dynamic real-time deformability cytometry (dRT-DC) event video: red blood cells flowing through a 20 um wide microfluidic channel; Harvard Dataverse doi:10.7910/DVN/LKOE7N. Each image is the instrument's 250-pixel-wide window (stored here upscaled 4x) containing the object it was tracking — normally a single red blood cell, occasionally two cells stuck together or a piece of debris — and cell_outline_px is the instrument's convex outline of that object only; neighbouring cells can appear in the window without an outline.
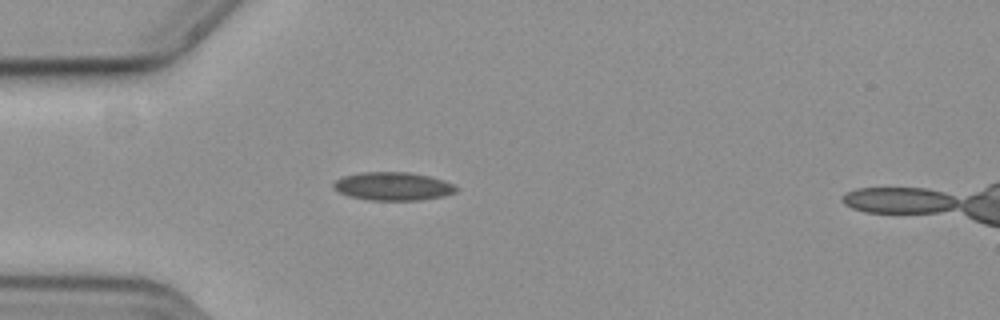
{"species": "common noctule bat (a hibernating species)", "species_latin": "Nyctalus noctula", "temperature_condition": "cold", "stored_images_in_passage": 29, "camera_frame_rate_fps": 3000, "um_per_image_px": 0.085, "animal": {"sex": "female", "body_mass_g": 19.3, "forearm_length_mm": 54.1}, "frame": {"image": 1, "passage_image": 1, "time_ms": 0.0, "image_size_px": [1000, 320], "cell_outline_px": [[460, 188], [456, 192], [444, 196], [420, 200], [368, 200], [348, 196], [332, 188], [332, 184], [336, 180], [344, 176], [360, 172], [408, 172], [428, 176], [444, 180]], "centroid_in_image_um": [33.4, 15.84], "position_along_channel_um": 51.6, "area_um2": 20.29}}
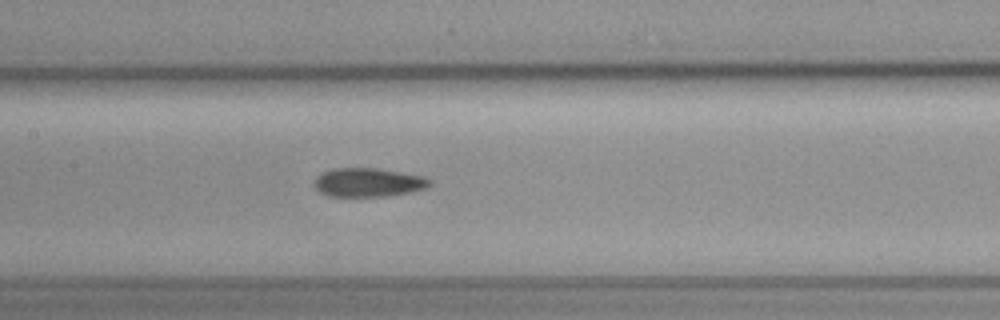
{"frame": {"image": 2, "passage_image": 12, "time_ms": 3.667, "image_size_px": [1000, 320], "cell_outline_px": [[432, 184], [424, 188], [408, 192], [388, 196], [328, 196], [320, 192], [316, 188], [316, 176], [332, 168], [376, 168], [424, 176], [432, 180]], "centroid_in_image_um": [31.31, 15.5], "position_along_channel_um": 176.1, "area_um2": 19.19}}
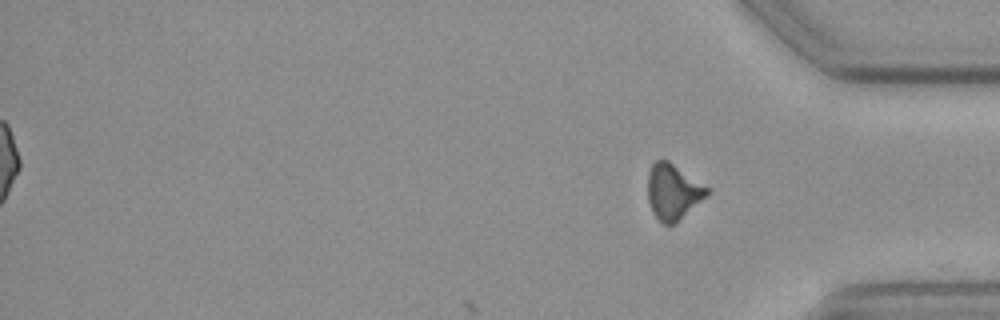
{"frame": {"image": 3, "passage_image": 29, "time_ms": 9.333, "image_size_px": [1000, 320], "cell_outline_px": [[712, 192], [672, 224], [664, 224], [652, 212], [648, 200], [648, 172], [652, 164], [656, 160], [668, 160], [708, 188]], "centroid_in_image_um": [57.19, 16.27], "position_along_channel_um": 378.0, "area_um2": 18.73}, "authors_computed_cell_mechanics": {"area_um2": 19.4786, "velocity_mm_per_s": 3.6766, "shape_relaxation_time_tau1_ms": 6.1215, "shape_relaxation_time_tau2_ms": 2.4388, "deformation_change_tau1": 0.1596, "deformation_change_tau2": 0.0975}}